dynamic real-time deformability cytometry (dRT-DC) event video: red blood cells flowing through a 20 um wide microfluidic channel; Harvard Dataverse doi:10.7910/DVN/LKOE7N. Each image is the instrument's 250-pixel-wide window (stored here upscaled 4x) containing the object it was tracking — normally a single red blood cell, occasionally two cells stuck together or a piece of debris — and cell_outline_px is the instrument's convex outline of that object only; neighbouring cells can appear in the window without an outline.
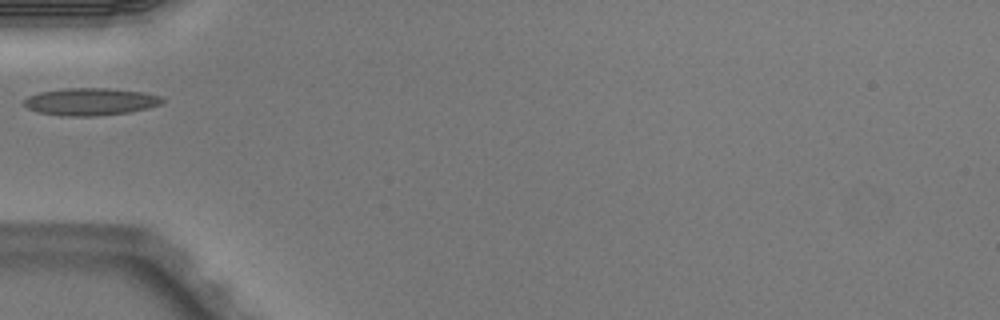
{"species": "Egyptian fruit bat (a non-hibernating species)", "species_latin": "Rousettus aegyptiacus", "temperature_condition": "warm", "stored_images_in_passage": 2, "camera_frame_rate_fps": 3000, "um_per_image_px": 0.085, "animal": {"sex": "male"}, "frame": {"image": 1, "passage_image": 1, "time_ms": 0.0, "image_size_px": [1000, 320], "cell_outline_px": [[164, 100], [160, 104], [148, 108], [128, 112], [96, 116], [64, 116], [40, 112], [28, 108], [24, 104], [24, 100], [28, 96], [40, 92], [68, 88], [108, 88], [144, 92], [160, 96]], "centroid_in_image_um": [7.7, 8.64], "position_along_channel_um": 77.3, "area_um2": 21.85}}
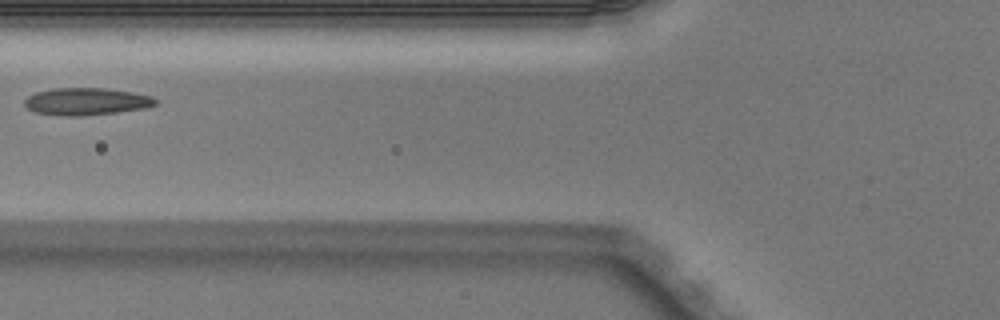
{"frame": {"image": 2, "passage_image": 2, "time_ms": 0.333, "image_size_px": [1000, 320], "cell_outline_px": [[156, 104], [144, 108], [116, 112], [80, 116], [68, 116], [36, 112], [28, 108], [24, 104], [24, 100], [28, 96], [36, 92], [52, 88], [108, 88], [132, 92], [152, 96], [156, 100]], "centroid_in_image_um": [7.33, 8.61], "position_along_channel_um": 118.5, "area_um2": 20.63}}